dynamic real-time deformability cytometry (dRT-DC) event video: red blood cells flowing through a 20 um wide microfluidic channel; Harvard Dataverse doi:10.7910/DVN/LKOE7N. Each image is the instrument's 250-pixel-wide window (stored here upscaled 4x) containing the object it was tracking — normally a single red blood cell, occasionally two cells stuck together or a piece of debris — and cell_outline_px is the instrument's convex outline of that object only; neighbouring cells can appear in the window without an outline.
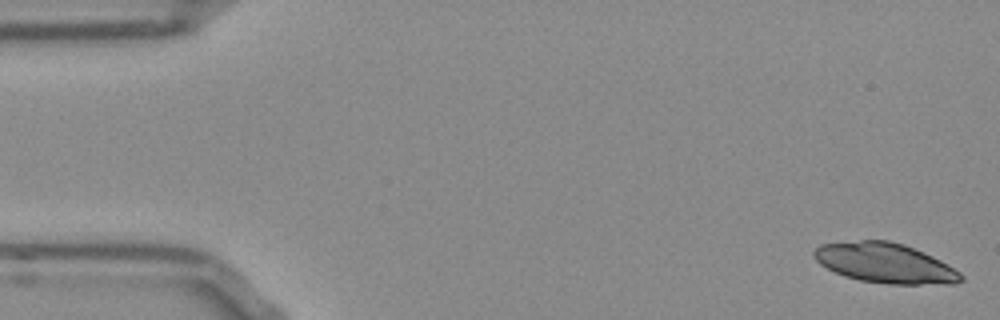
{"species": "Egyptian fruit bat (a non-hibernating species)", "species_latin": "Rousettus aegyptiacus", "temperature_condition": "room temperature", "stored_images_in_passage": 52, "camera_frame_rate_fps": 3000, "um_per_image_px": 0.085, "frame": {"image": 1, "passage_image": 1, "time_ms": 0.0, "image_size_px": [1000, 320], "cell_outline_px": [[964, 280], [956, 284], [888, 284], [860, 280], [844, 276], [820, 264], [812, 256], [812, 252], [820, 244], [860, 240], [888, 240], [904, 244], [924, 252], [948, 264], [960, 272], [964, 276]], "centroid_in_image_um": [75.25, 22.36], "position_along_channel_um": 9.7, "area_um2": 34.33}}